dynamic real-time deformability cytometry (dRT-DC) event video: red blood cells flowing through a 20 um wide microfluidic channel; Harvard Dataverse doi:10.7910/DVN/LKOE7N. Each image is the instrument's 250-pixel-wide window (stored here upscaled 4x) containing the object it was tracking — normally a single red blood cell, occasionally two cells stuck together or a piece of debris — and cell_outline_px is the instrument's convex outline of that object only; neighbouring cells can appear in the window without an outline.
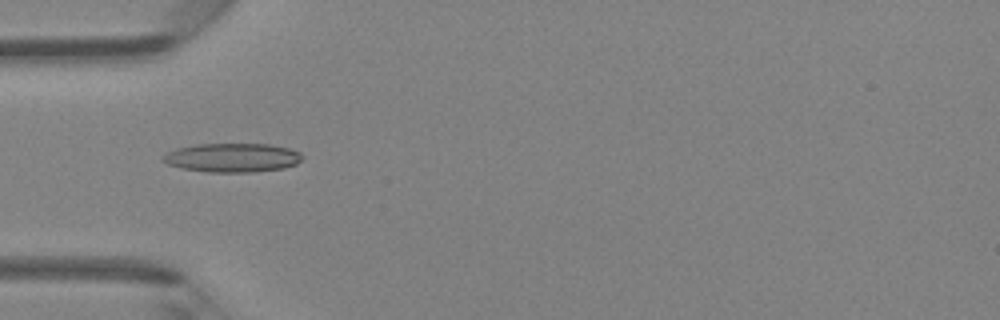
{"species": "Egyptian fruit bat (a non-hibernating species)", "species_latin": "Rousettus aegyptiacus", "temperature_condition": "room temperature", "stored_images_in_passage": 46, "camera_frame_rate_fps": 3000, "um_per_image_px": 0.085, "animal": {"sex": "female"}, "frame": {"image": 1, "passage_image": 14, "time_ms": 4.333, "image_size_px": [1000, 320], "cell_outline_px": [[304, 156], [296, 164], [284, 168], [252, 172], [208, 172], [180, 168], [168, 164], [160, 160], [160, 156], [176, 148], [196, 144], [268, 144], [288, 148], [300, 152]], "centroid_in_image_um": [19.71, 13.4], "position_along_channel_um": 65.3, "area_um2": 23.64}}
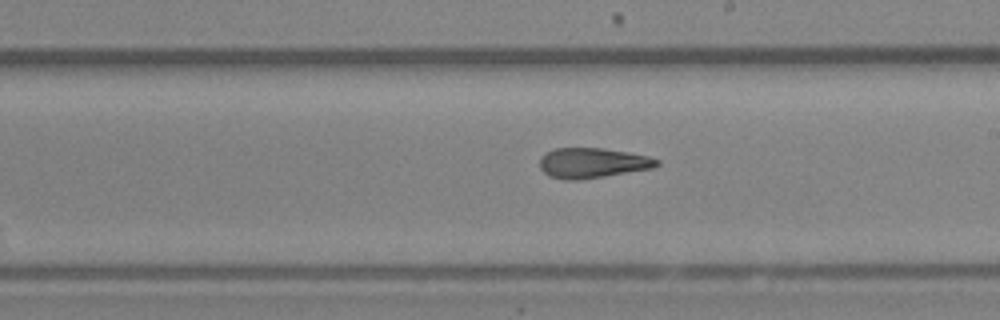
{"frame": {"image": 2, "passage_image": 26, "time_ms": 8.333, "image_size_px": [1000, 320], "cell_outline_px": [[660, 164], [652, 168], [580, 180], [564, 180], [548, 176], [540, 168], [540, 156], [556, 148], [604, 148], [628, 152], [648, 156], [660, 160]], "centroid_in_image_um": [50.34, 13.85], "position_along_channel_um": 238.7, "area_um2": 20.58}}
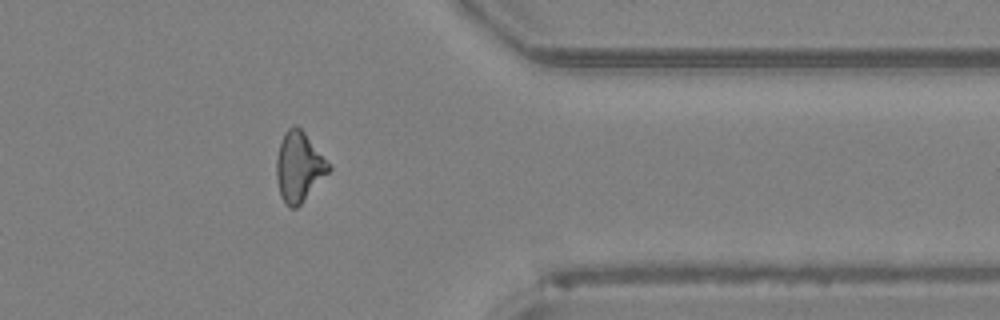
{"frame": {"image": 3, "passage_image": 37, "time_ms": 12.0, "image_size_px": [1000, 320], "cell_outline_px": [[332, 168], [300, 204], [296, 208], [288, 208], [280, 196], [276, 176], [276, 160], [280, 144], [284, 132], [292, 124], [296, 124], [304, 132], [332, 164]], "centroid_in_image_um": [25.41, 14.16], "position_along_channel_um": 386.0, "area_um2": 21.33}, "authors_computed_cell_mechanics": {"area_um2": 21.2415, "velocity_mm_per_s": 4.3685, "shape_relaxation_time_tau1_ms": null, "shape_relaxation_time_tau2_ms": 4.1581, "deformation_change_tau1": null, "deformation_change_tau2": 0.1451}}